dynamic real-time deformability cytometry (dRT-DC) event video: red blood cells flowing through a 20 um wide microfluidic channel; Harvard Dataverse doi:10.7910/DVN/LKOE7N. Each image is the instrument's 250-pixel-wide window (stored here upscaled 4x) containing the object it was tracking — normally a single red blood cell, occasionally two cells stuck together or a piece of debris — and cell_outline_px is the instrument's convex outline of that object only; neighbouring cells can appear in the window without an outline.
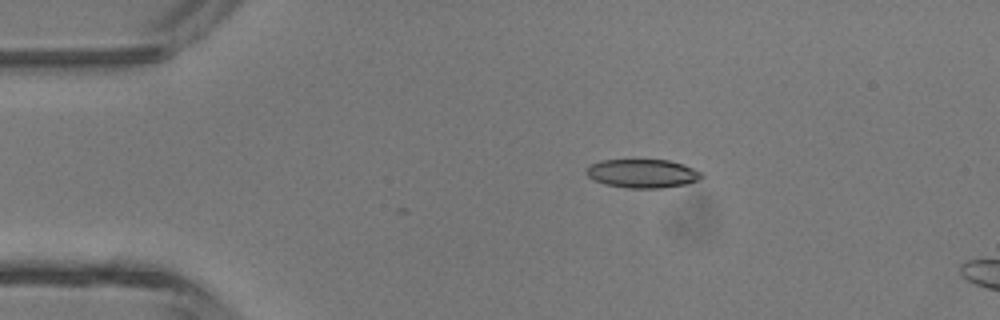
{"species": "common noctule bat (a hibernating species)", "species_latin": "Nyctalus noctula", "temperature_condition": "room temperature", "stored_images_in_passage": 5, "camera_frame_rate_fps": 3000, "um_per_image_px": 0.085, "animal": {"sex": "male", "body_mass_g": 13.3}, "frame": {"image": 1, "passage_image": 3, "time_ms": 0.667, "image_size_px": [1000, 320], "cell_outline_px": [[704, 176], [700, 180], [688, 184], [660, 188], [624, 188], [604, 184], [592, 180], [584, 172], [592, 164], [600, 160], [668, 160], [684, 164], [704, 172]], "centroid_in_image_um": [54.65, 14.76], "position_along_channel_um": 30.3, "area_um2": 19.59}}